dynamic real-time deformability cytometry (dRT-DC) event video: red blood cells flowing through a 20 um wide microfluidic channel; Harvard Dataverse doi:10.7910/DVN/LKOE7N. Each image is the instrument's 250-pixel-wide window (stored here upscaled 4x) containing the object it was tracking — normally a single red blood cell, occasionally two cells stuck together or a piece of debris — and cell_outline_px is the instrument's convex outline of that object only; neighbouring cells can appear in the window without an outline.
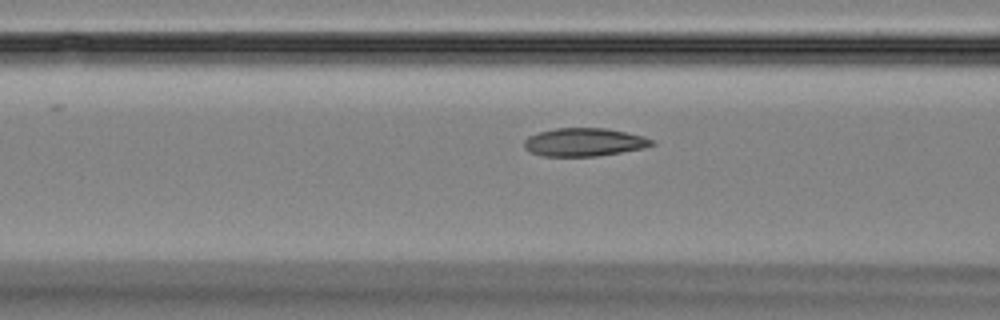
{"species": "Egyptian fruit bat (a non-hibernating species)", "species_latin": "Rousettus aegyptiacus", "temperature_condition": "room temperature", "stored_images_in_passage": 50, "camera_frame_rate_fps": 3000, "um_per_image_px": 0.085, "animal": {"sex": "female"}, "frame": {"image": 1, "passage_image": 22, "time_ms": 7.0, "image_size_px": [1000, 320], "cell_outline_px": [[656, 144], [644, 148], [596, 156], [544, 156], [532, 152], [524, 148], [524, 140], [528, 136], [540, 132], [556, 128], [608, 128], [644, 136], [656, 140]], "centroid_in_image_um": [49.7, 12.08], "position_along_channel_um": 116.9, "area_um2": 20.98}}
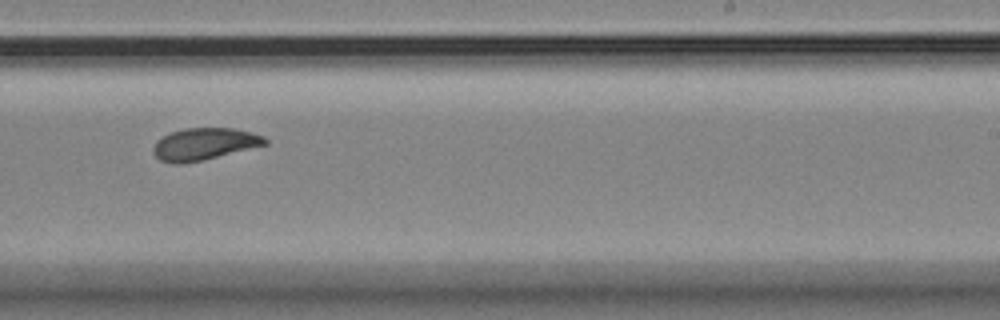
{"frame": {"image": 2, "passage_image": 35, "time_ms": 11.333, "image_size_px": [1000, 320], "cell_outline_px": [[268, 144], [204, 160], [180, 164], [172, 164], [160, 160], [152, 152], [152, 148], [156, 140], [168, 132], [184, 128], [236, 128], [252, 132], [264, 136], [268, 140]], "centroid_in_image_um": [17.34, 12.24], "position_along_channel_um": 271.7, "area_um2": 21.21}}
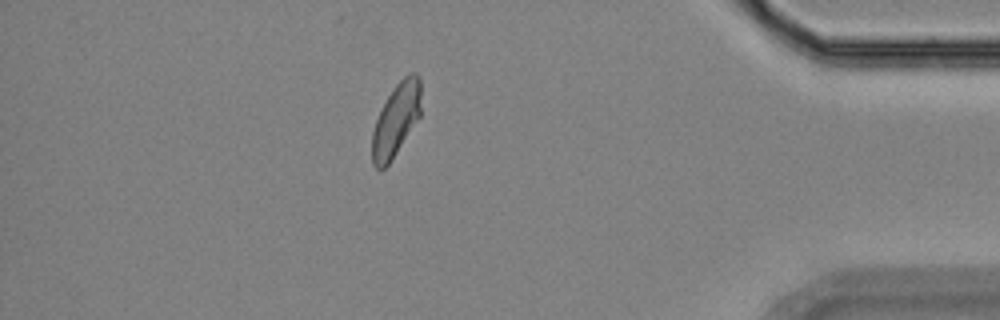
{"frame": {"image": 3, "passage_image": 49, "time_ms": 16.0, "image_size_px": [1000, 320], "cell_outline_px": [[420, 116], [392, 160], [384, 168], [376, 168], [372, 164], [372, 132], [376, 120], [388, 96], [396, 84], [408, 72], [416, 72], [420, 76]], "centroid_in_image_um": [33.67, 10.17], "position_along_channel_um": 401.5, "area_um2": 20.63}}